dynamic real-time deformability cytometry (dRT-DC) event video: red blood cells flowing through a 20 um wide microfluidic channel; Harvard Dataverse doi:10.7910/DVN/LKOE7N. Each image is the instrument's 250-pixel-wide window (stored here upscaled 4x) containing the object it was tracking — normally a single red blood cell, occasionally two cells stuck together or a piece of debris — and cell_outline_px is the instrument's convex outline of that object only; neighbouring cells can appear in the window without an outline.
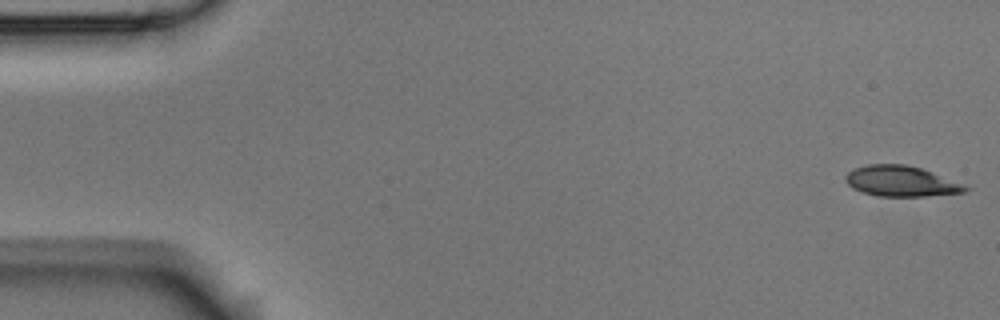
{"species": "Egyptian fruit bat (a non-hibernating species)", "species_latin": "Rousettus aegyptiacus", "temperature_condition": "room temperature", "stored_images_in_passage": 53, "camera_frame_rate_fps": 3000, "um_per_image_px": 0.085, "animal": {"sex": "male"}, "frame": {"image": 1, "passage_image": 1, "time_ms": 0.0, "image_size_px": [1000, 320], "cell_outline_px": [[972, 188], [968, 192], [924, 196], [876, 196], [852, 188], [844, 180], [844, 176], [852, 168], [868, 164], [904, 164], [920, 168], [932, 172]], "centroid_in_image_um": [76.56, 15.4], "position_along_channel_um": 8.4, "area_um2": 21.33}}
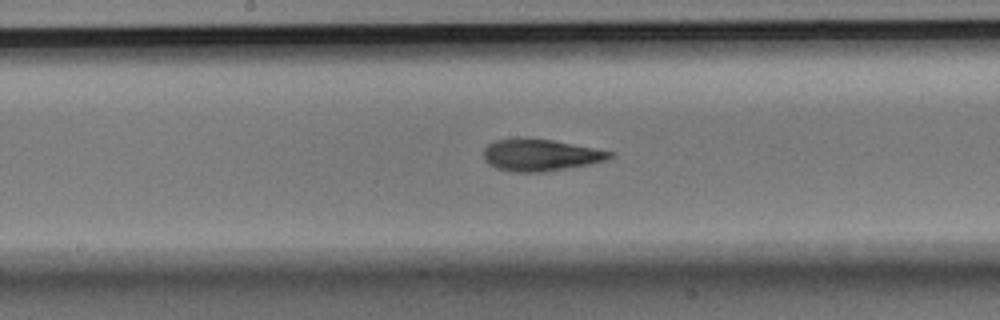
{"frame": {"image": 2, "passage_image": 27, "time_ms": 8.667, "image_size_px": [1000, 320], "cell_outline_px": [[616, 152], [608, 160], [588, 164], [540, 172], [512, 172], [496, 168], [488, 164], [484, 160], [484, 148], [488, 144], [496, 140], [524, 136], [552, 140]], "centroid_in_image_um": [45.9, 13.15], "position_along_channel_um": 202.3, "area_um2": 23.64}}
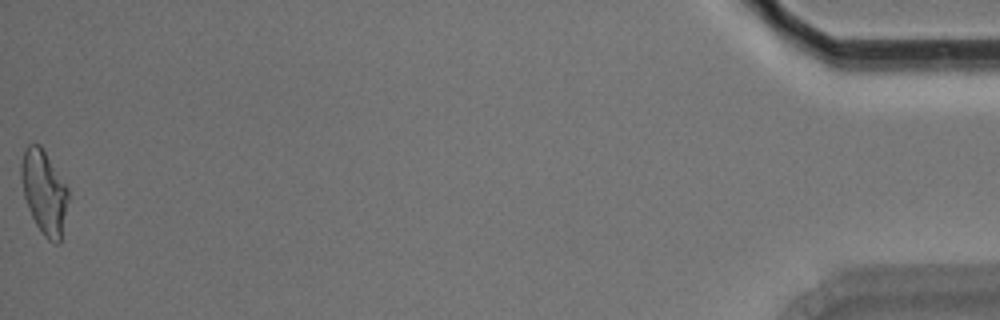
{"frame": {"image": 3, "passage_image": 53, "time_ms": 17.333, "image_size_px": [1000, 320], "cell_outline_px": [[68, 200], [60, 244], [56, 244], [48, 240], [44, 236], [36, 224], [28, 208], [24, 196], [20, 180], [20, 164], [24, 148], [28, 144], [40, 144], [68, 188]], "centroid_in_image_um": [3.73, 16.32], "position_along_channel_um": 431.5, "area_um2": 23.0}, "authors_computed_cell_mechanics": {"area_um2": 22.7732, "velocity_mm_per_s": 3.7848, "shape_relaxation_time_tau1_ms": 5.5469, "shape_relaxation_time_tau2_ms": 2.6894, "deformation_change_tau1": 0.1774, "deformation_change_tau2": 0.0977}}